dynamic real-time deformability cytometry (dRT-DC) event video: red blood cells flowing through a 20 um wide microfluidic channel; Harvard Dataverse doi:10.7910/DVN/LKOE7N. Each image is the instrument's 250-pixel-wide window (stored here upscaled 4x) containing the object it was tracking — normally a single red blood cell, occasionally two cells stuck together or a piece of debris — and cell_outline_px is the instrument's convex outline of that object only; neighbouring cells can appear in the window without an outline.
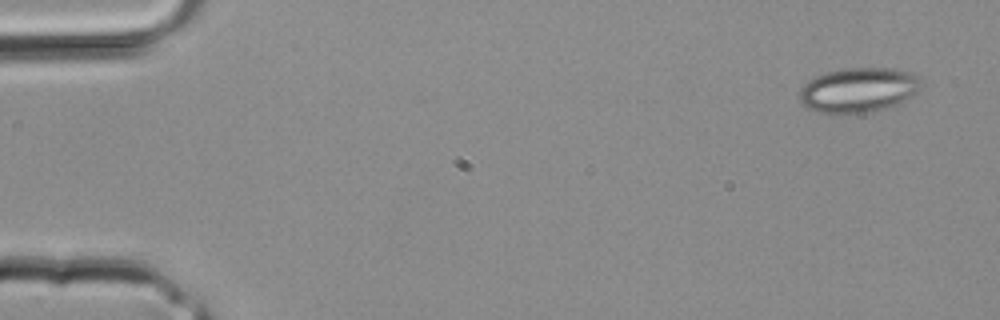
{"species": "common noctule bat (a hibernating species)", "species_latin": "Nyctalus noctula", "temperature_condition": "room temperature", "stored_images_in_passage": 3, "camera_frame_rate_fps": 3000, "um_per_image_px": 0.085, "animal": {"sex": "male", "body_mass_g": 20.4}, "frame": {"image": 1, "passage_image": 1, "time_ms": 0.0, "image_size_px": [1000, 320], "cell_outline_px": [[920, 88], [908, 100], [900, 104], [884, 108], [860, 112], [820, 112], [808, 108], [800, 100], [800, 88], [808, 80], [816, 76], [840, 68], [892, 68], [912, 72], [920, 80]], "centroid_in_image_um": [72.99, 7.62], "position_along_channel_um": 12.0, "area_um2": 31.39}}
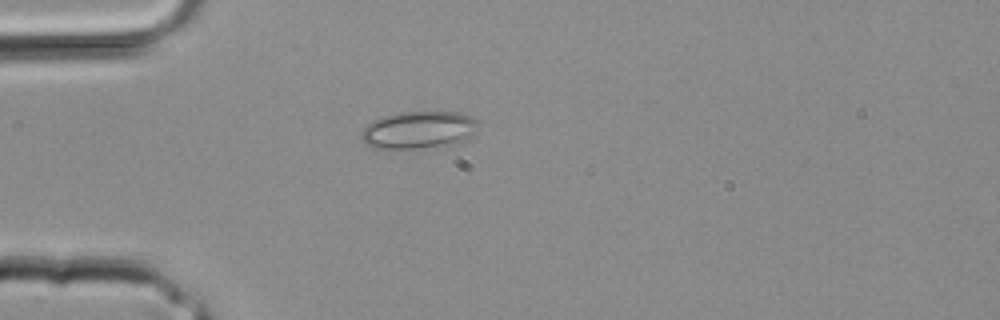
{"frame": {"image": 2, "passage_image": 3, "time_ms": 0.667, "image_size_px": [1000, 320], "cell_outline_px": [[480, 120], [472, 136], [456, 144], [416, 148], [376, 148], [364, 144], [360, 136], [360, 132], [368, 124], [384, 116], [400, 112], [456, 112]], "centroid_in_image_um": [35.59, 11.05], "position_along_channel_um": 49.4, "area_um2": 25.37}}